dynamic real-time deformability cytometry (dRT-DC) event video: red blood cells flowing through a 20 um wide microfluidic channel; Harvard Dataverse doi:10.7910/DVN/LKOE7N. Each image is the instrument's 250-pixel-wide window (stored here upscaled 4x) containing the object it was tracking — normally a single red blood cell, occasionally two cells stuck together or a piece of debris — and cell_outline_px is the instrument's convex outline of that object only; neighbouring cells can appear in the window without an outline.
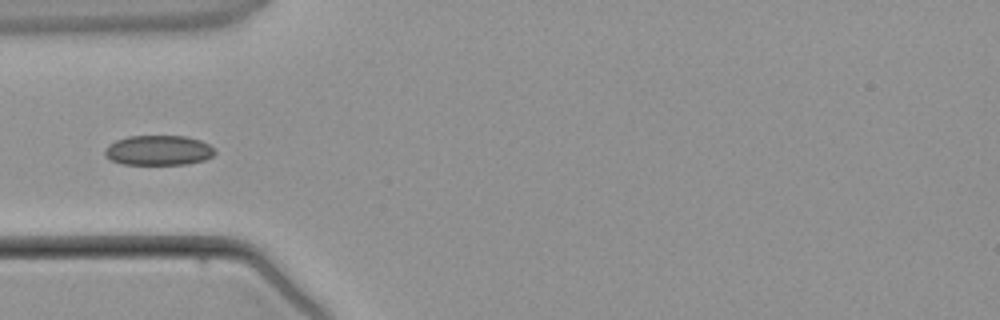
{"species": "common noctule bat (a hibernating species)", "species_latin": "Nyctalus noctula", "temperature_condition": "warm", "stored_images_in_passage": 3, "camera_frame_rate_fps": 3000, "um_per_image_px": 0.085, "animal": {"sex": "male", "body_mass_g": 21.5, "forearm_length_mm": 52.0}, "frame": {"image": 1, "passage_image": 3, "time_ms": 2.333, "image_size_px": [1000, 320], "cell_outline_px": [[216, 152], [212, 156], [204, 160], [188, 164], [124, 164], [112, 160], [104, 156], [104, 148], [108, 144], [116, 140], [128, 136], [184, 136], [200, 140], [216, 148]], "centroid_in_image_um": [13.47, 12.77], "position_along_channel_um": 71.5, "area_um2": 19.31}}